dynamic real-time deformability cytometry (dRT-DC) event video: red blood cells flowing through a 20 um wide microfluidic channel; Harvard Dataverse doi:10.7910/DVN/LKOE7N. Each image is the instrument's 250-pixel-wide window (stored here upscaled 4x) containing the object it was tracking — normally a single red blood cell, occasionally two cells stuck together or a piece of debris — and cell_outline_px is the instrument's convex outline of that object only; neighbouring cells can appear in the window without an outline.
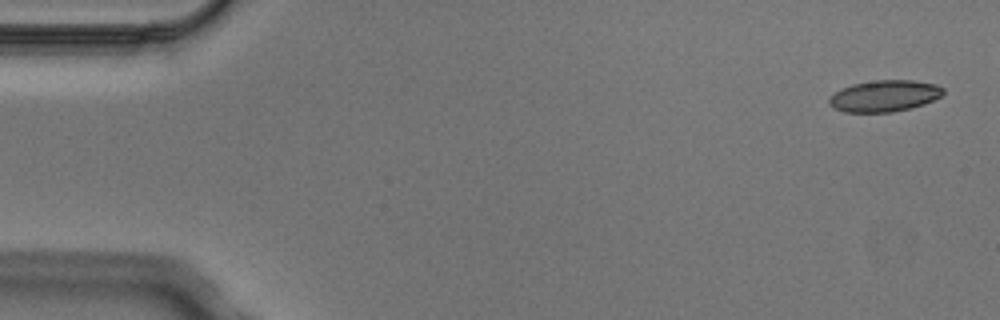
{"species": "Egyptian fruit bat (a non-hibernating species)", "species_latin": "Rousettus aegyptiacus", "temperature_condition": "cold", "stored_images_in_passage": 7, "camera_frame_rate_fps": 3000, "um_per_image_px": 0.085, "animal": {"sex": "male"}, "frame": {"image": 1, "passage_image": 1, "time_ms": 0.0, "image_size_px": [1000, 320], "cell_outline_px": [[944, 92], [940, 96], [924, 104], [912, 108], [892, 112], [844, 112], [832, 108], [828, 104], [828, 100], [840, 88], [852, 84], [876, 80], [912, 80], [936, 84], [944, 88]], "centroid_in_image_um": [75.16, 8.16], "position_along_channel_um": 9.8, "area_um2": 20.98}}
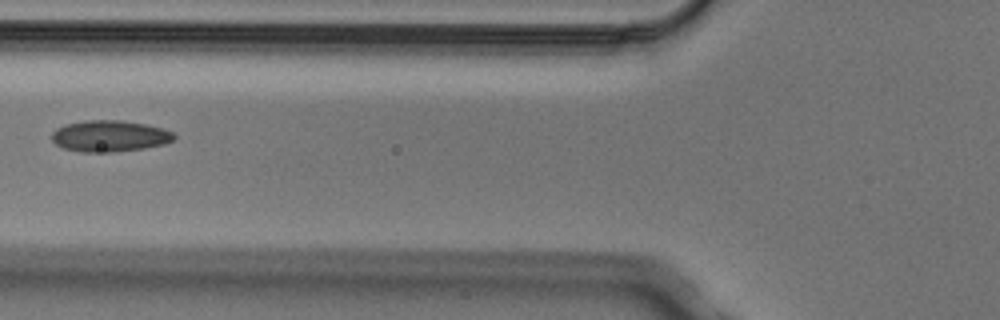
{"frame": {"image": 2, "passage_image": 6, "time_ms": 1.667, "image_size_px": [1000, 320], "cell_outline_px": [[176, 136], [172, 140], [164, 144], [144, 148], [112, 152], [80, 152], [64, 148], [56, 144], [52, 140], [52, 132], [56, 128], [64, 124], [84, 120], [120, 120], [144, 124], [160, 128], [172, 132]], "centroid_in_image_um": [9.27, 11.56], "position_along_channel_um": 116.5, "area_um2": 22.25}}
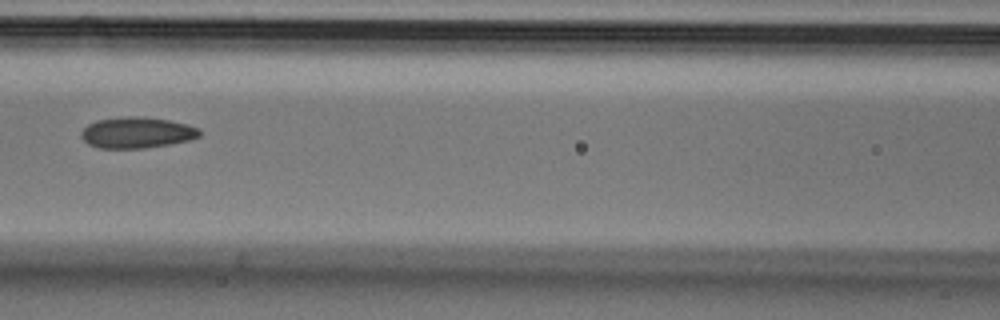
{"frame": {"image": 3, "passage_image": 7, "time_ms": 2.0, "image_size_px": [1000, 320], "cell_outline_px": [[200, 136], [192, 140], [144, 148], [100, 148], [88, 144], [80, 136], [80, 132], [88, 124], [96, 120], [128, 116], [144, 116], [168, 120], [188, 124], [200, 128]], "centroid_in_image_um": [11.65, 11.26], "position_along_channel_um": 155.0, "area_um2": 21.56}}